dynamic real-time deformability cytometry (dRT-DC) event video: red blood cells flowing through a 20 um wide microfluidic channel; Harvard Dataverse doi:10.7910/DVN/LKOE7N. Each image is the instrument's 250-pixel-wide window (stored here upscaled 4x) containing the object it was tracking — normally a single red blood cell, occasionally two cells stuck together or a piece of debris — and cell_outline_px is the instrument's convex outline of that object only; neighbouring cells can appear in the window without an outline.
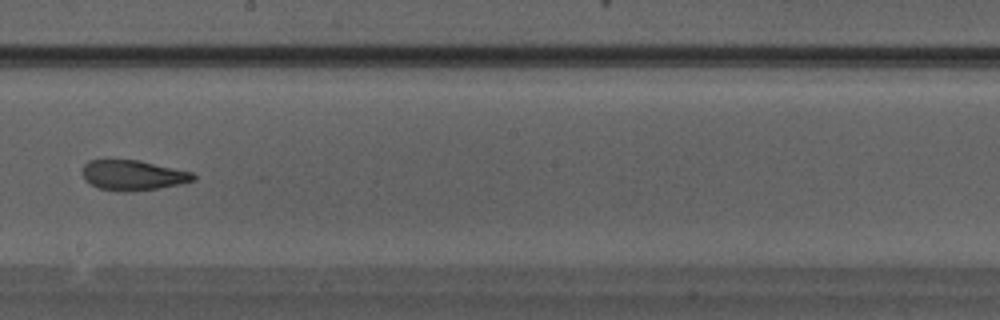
{"species": "Egyptian fruit bat (a non-hibernating species)", "species_latin": "Rousettus aegyptiacus", "temperature_condition": "warm", "stored_images_in_passage": 33, "camera_frame_rate_fps": 3000, "um_per_image_px": 0.085, "animal": {"sex": "male"}, "frame": {"image": 1, "passage_image": 19, "time_ms": 6.0, "image_size_px": [1000, 320], "cell_outline_px": [[196, 180], [180, 184], [156, 188], [100, 188], [84, 180], [84, 164], [88, 160], [140, 160], [192, 172], [196, 176]], "centroid_in_image_um": [11.35, 14.83], "position_along_channel_um": 236.8, "area_um2": 18.44}}